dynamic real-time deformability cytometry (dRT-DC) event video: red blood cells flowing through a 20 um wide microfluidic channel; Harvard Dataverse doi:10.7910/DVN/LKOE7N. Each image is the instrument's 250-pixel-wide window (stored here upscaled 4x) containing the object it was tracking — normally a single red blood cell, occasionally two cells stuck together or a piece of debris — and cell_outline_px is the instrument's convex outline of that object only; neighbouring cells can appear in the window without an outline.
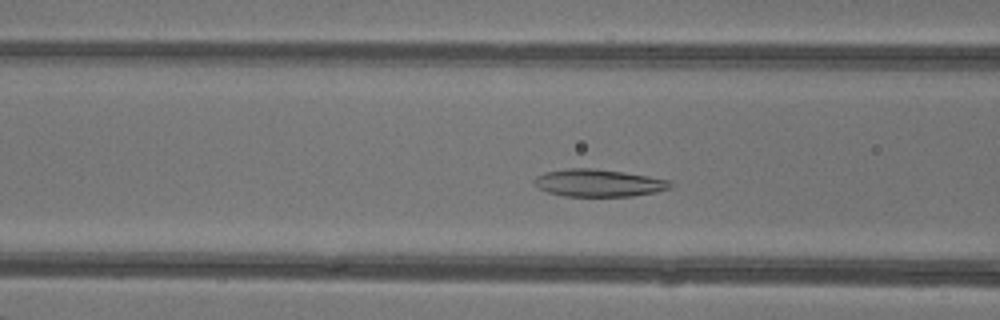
{"species": "common noctule bat (a hibernating species)", "species_latin": "Nyctalus noctula", "temperature_condition": "warm", "stored_images_in_passage": 42, "camera_frame_rate_fps": 3000, "um_per_image_px": 0.085, "animal": {"sex": "female"}, "frame": {"image": 1, "passage_image": 14, "time_ms": 4.333, "image_size_px": [1000, 320], "cell_outline_px": [[676, 184], [672, 188], [656, 192], [632, 196], [564, 196], [548, 192], [532, 184], [532, 180], [536, 176], [544, 172], [564, 168], [596, 168], [648, 176], [668, 180]], "centroid_in_image_um": [50.87, 15.54], "position_along_channel_um": 115.7, "area_um2": 21.96}}
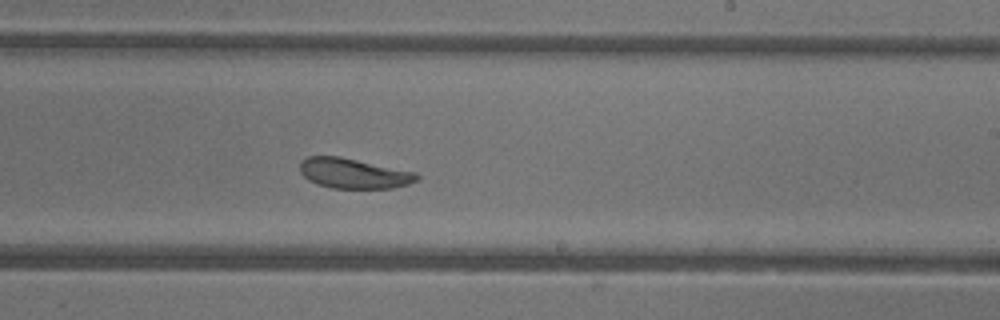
{"frame": {"image": 2, "passage_image": 24, "time_ms": 7.667, "image_size_px": [1000, 320], "cell_outline_px": [[420, 180], [408, 184], [392, 188], [332, 188], [316, 184], [308, 180], [300, 172], [300, 160], [308, 156], [340, 156], [416, 172], [420, 176]], "centroid_in_image_um": [30.06, 14.73], "position_along_channel_um": 258.9, "area_um2": 20.69}}
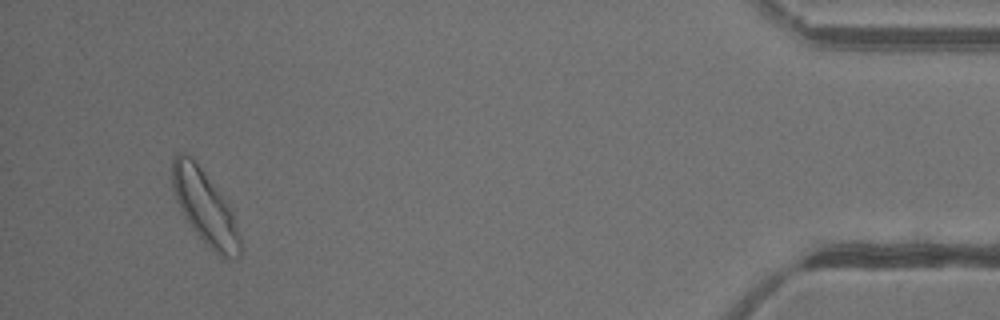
{"frame": {"image": 3, "passage_image": 40, "time_ms": 13.0, "image_size_px": [1000, 320], "cell_outline_px": [[244, 252], [236, 260], [220, 260], [192, 228], [184, 216], [176, 200], [172, 188], [172, 156], [180, 152], [184, 152], [192, 156], [196, 160], [232, 212], [240, 236]], "centroid_in_image_um": [17.43, 17.69], "position_along_channel_um": 417.8, "area_um2": 29.54}, "authors_computed_cell_mechanics": {"area_um2": 23.2645, "velocity_mm_per_s": 4.3102, "shape_relaxation_time_tau1_ms": 6.7154, "shape_relaxation_time_tau2_ms": null, "deformation_change_tau1": 0.1752, "deformation_change_tau2": null}}